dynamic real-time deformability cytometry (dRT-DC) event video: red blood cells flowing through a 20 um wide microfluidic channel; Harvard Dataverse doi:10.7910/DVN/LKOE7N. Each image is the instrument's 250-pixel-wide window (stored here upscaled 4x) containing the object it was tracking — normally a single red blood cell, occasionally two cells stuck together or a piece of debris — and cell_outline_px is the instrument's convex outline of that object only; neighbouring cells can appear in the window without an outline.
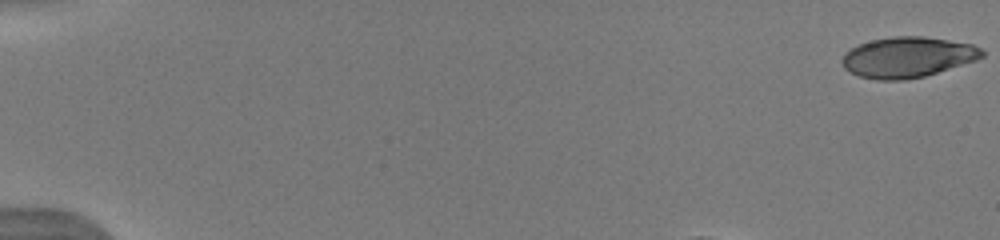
{"species": "human", "species_latin": "Homo sapiens", "temperature_condition": "warm", "stored_images_in_passage": 37, "camera_frame_rate_fps": 3000, "um_per_image_px": 0.085, "donor": {"sex": "male"}, "frame": {"image": 1, "passage_image": 1, "time_ms": 0.0, "image_size_px": [1000, 240], "cell_outline_px": [[984, 56], [976, 60], [924, 76], [904, 80], [876, 80], [860, 76], [844, 68], [840, 60], [852, 48], [860, 44], [872, 40], [892, 36], [924, 36], [972, 44], [980, 48], [984, 52]], "centroid_in_image_um": [77.15, 4.86], "position_along_channel_um": 7.8, "area_um2": 32.77}}
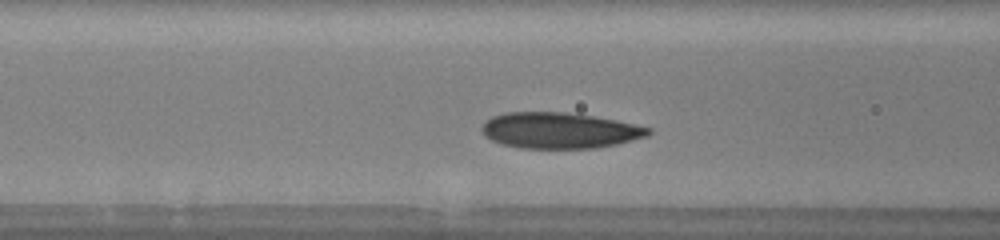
{"frame": {"image": 2, "passage_image": 18, "time_ms": 5.667, "image_size_px": [1000, 240], "cell_outline_px": [[652, 132], [648, 136], [616, 144], [596, 148], [520, 148], [504, 144], [492, 140], [484, 136], [480, 128], [484, 120], [492, 116], [504, 112], [564, 112], [592, 116], [616, 120], [652, 128]], "centroid_in_image_um": [47.53, 11.08], "position_along_channel_um": 119.1, "area_um2": 34.97}}
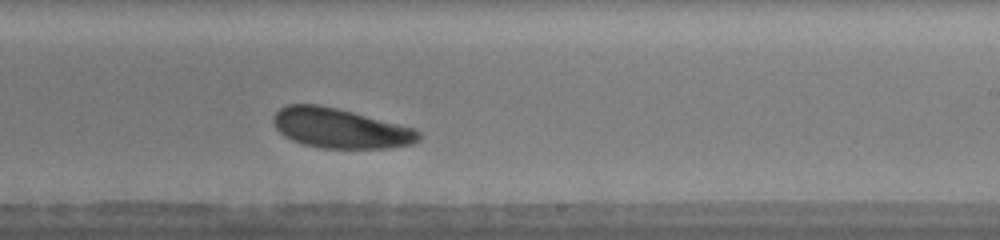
{"frame": {"image": 3, "passage_image": 29, "time_ms": 9.333, "image_size_px": [1000, 240], "cell_outline_px": [[420, 140], [412, 144], [388, 148], [320, 148], [304, 144], [292, 140], [284, 136], [276, 128], [272, 120], [272, 116], [280, 108], [288, 104], [320, 104], [416, 128], [420, 132]], "centroid_in_image_um": [28.92, 10.9], "position_along_channel_um": 260.1, "area_um2": 33.76}}